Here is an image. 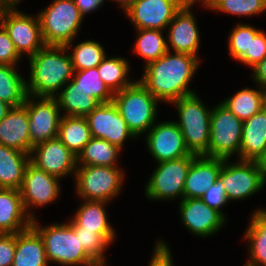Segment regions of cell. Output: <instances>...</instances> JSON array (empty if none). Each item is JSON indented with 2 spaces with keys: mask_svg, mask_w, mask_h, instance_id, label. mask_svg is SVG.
<instances>
[{
  "mask_svg": "<svg viewBox=\"0 0 266 266\" xmlns=\"http://www.w3.org/2000/svg\"><path fill=\"white\" fill-rule=\"evenodd\" d=\"M179 204L182 222L194 235H213L225 224V217L200 198H183Z\"/></svg>",
  "mask_w": 266,
  "mask_h": 266,
  "instance_id": "18",
  "label": "cell"
},
{
  "mask_svg": "<svg viewBox=\"0 0 266 266\" xmlns=\"http://www.w3.org/2000/svg\"><path fill=\"white\" fill-rule=\"evenodd\" d=\"M265 90V107H266V89H264Z\"/></svg>",
  "mask_w": 266,
  "mask_h": 266,
  "instance_id": "53",
  "label": "cell"
},
{
  "mask_svg": "<svg viewBox=\"0 0 266 266\" xmlns=\"http://www.w3.org/2000/svg\"><path fill=\"white\" fill-rule=\"evenodd\" d=\"M66 46H45L29 57L30 76L26 82L27 94L55 98L59 89L72 80L74 68Z\"/></svg>",
  "mask_w": 266,
  "mask_h": 266,
  "instance_id": "2",
  "label": "cell"
},
{
  "mask_svg": "<svg viewBox=\"0 0 266 266\" xmlns=\"http://www.w3.org/2000/svg\"><path fill=\"white\" fill-rule=\"evenodd\" d=\"M85 118L92 137L104 139L120 149L127 138H136L113 102L100 104Z\"/></svg>",
  "mask_w": 266,
  "mask_h": 266,
  "instance_id": "14",
  "label": "cell"
},
{
  "mask_svg": "<svg viewBox=\"0 0 266 266\" xmlns=\"http://www.w3.org/2000/svg\"><path fill=\"white\" fill-rule=\"evenodd\" d=\"M106 261H94L89 266H106Z\"/></svg>",
  "mask_w": 266,
  "mask_h": 266,
  "instance_id": "52",
  "label": "cell"
},
{
  "mask_svg": "<svg viewBox=\"0 0 266 266\" xmlns=\"http://www.w3.org/2000/svg\"><path fill=\"white\" fill-rule=\"evenodd\" d=\"M16 251V234L0 233V266H12Z\"/></svg>",
  "mask_w": 266,
  "mask_h": 266,
  "instance_id": "43",
  "label": "cell"
},
{
  "mask_svg": "<svg viewBox=\"0 0 266 266\" xmlns=\"http://www.w3.org/2000/svg\"><path fill=\"white\" fill-rule=\"evenodd\" d=\"M199 65L194 55L167 51L158 60L145 65L140 83L157 99L172 103L194 94L188 84Z\"/></svg>",
  "mask_w": 266,
  "mask_h": 266,
  "instance_id": "1",
  "label": "cell"
},
{
  "mask_svg": "<svg viewBox=\"0 0 266 266\" xmlns=\"http://www.w3.org/2000/svg\"><path fill=\"white\" fill-rule=\"evenodd\" d=\"M15 69V65L0 64V100L11 107L23 105L28 95L27 81Z\"/></svg>",
  "mask_w": 266,
  "mask_h": 266,
  "instance_id": "32",
  "label": "cell"
},
{
  "mask_svg": "<svg viewBox=\"0 0 266 266\" xmlns=\"http://www.w3.org/2000/svg\"><path fill=\"white\" fill-rule=\"evenodd\" d=\"M121 149L101 138L92 137L77 156V166H110L116 167ZM80 163V165H79Z\"/></svg>",
  "mask_w": 266,
  "mask_h": 266,
  "instance_id": "30",
  "label": "cell"
},
{
  "mask_svg": "<svg viewBox=\"0 0 266 266\" xmlns=\"http://www.w3.org/2000/svg\"><path fill=\"white\" fill-rule=\"evenodd\" d=\"M64 86V89L55 97L60 110H65L64 116L85 117L101 104L72 80Z\"/></svg>",
  "mask_w": 266,
  "mask_h": 266,
  "instance_id": "27",
  "label": "cell"
},
{
  "mask_svg": "<svg viewBox=\"0 0 266 266\" xmlns=\"http://www.w3.org/2000/svg\"><path fill=\"white\" fill-rule=\"evenodd\" d=\"M59 180L60 178L38 169L31 162L27 165L19 191L25 211L32 220L35 217L32 212L29 213L28 208L34 205L42 207L56 200L61 190Z\"/></svg>",
  "mask_w": 266,
  "mask_h": 266,
  "instance_id": "13",
  "label": "cell"
},
{
  "mask_svg": "<svg viewBox=\"0 0 266 266\" xmlns=\"http://www.w3.org/2000/svg\"><path fill=\"white\" fill-rule=\"evenodd\" d=\"M58 138L76 156L91 140L92 135L85 117L62 116Z\"/></svg>",
  "mask_w": 266,
  "mask_h": 266,
  "instance_id": "28",
  "label": "cell"
},
{
  "mask_svg": "<svg viewBox=\"0 0 266 266\" xmlns=\"http://www.w3.org/2000/svg\"><path fill=\"white\" fill-rule=\"evenodd\" d=\"M201 0H177V3L180 7V9H191L194 3H197ZM203 2V3H202ZM202 4H204L207 8L212 7L213 0H202Z\"/></svg>",
  "mask_w": 266,
  "mask_h": 266,
  "instance_id": "47",
  "label": "cell"
},
{
  "mask_svg": "<svg viewBox=\"0 0 266 266\" xmlns=\"http://www.w3.org/2000/svg\"><path fill=\"white\" fill-rule=\"evenodd\" d=\"M157 101L159 100L139 80L115 93L113 97V103L135 137L148 132L155 124Z\"/></svg>",
  "mask_w": 266,
  "mask_h": 266,
  "instance_id": "5",
  "label": "cell"
},
{
  "mask_svg": "<svg viewBox=\"0 0 266 266\" xmlns=\"http://www.w3.org/2000/svg\"><path fill=\"white\" fill-rule=\"evenodd\" d=\"M32 227L44 241L48 262L66 266H89L94 262L81 246L79 237L75 235L74 226L70 222L41 227L35 218L32 220Z\"/></svg>",
  "mask_w": 266,
  "mask_h": 266,
  "instance_id": "4",
  "label": "cell"
},
{
  "mask_svg": "<svg viewBox=\"0 0 266 266\" xmlns=\"http://www.w3.org/2000/svg\"><path fill=\"white\" fill-rule=\"evenodd\" d=\"M195 156L190 154L179 159L158 163L156 170L147 182L145 196L156 201L174 200L175 197L183 199L185 180Z\"/></svg>",
  "mask_w": 266,
  "mask_h": 266,
  "instance_id": "10",
  "label": "cell"
},
{
  "mask_svg": "<svg viewBox=\"0 0 266 266\" xmlns=\"http://www.w3.org/2000/svg\"><path fill=\"white\" fill-rule=\"evenodd\" d=\"M72 81L78 87L85 90L91 97L96 98L101 104L113 102L114 94L99 76L97 67L74 71Z\"/></svg>",
  "mask_w": 266,
  "mask_h": 266,
  "instance_id": "35",
  "label": "cell"
},
{
  "mask_svg": "<svg viewBox=\"0 0 266 266\" xmlns=\"http://www.w3.org/2000/svg\"><path fill=\"white\" fill-rule=\"evenodd\" d=\"M11 108L12 107L9 104L0 100V121L6 116Z\"/></svg>",
  "mask_w": 266,
  "mask_h": 266,
  "instance_id": "49",
  "label": "cell"
},
{
  "mask_svg": "<svg viewBox=\"0 0 266 266\" xmlns=\"http://www.w3.org/2000/svg\"><path fill=\"white\" fill-rule=\"evenodd\" d=\"M265 56L266 34L260 31L255 37H251L250 53H246L240 62L253 68L261 62Z\"/></svg>",
  "mask_w": 266,
  "mask_h": 266,
  "instance_id": "40",
  "label": "cell"
},
{
  "mask_svg": "<svg viewBox=\"0 0 266 266\" xmlns=\"http://www.w3.org/2000/svg\"><path fill=\"white\" fill-rule=\"evenodd\" d=\"M70 54L74 71L87 70L97 67L106 57L100 43L87 40L77 44Z\"/></svg>",
  "mask_w": 266,
  "mask_h": 266,
  "instance_id": "36",
  "label": "cell"
},
{
  "mask_svg": "<svg viewBox=\"0 0 266 266\" xmlns=\"http://www.w3.org/2000/svg\"><path fill=\"white\" fill-rule=\"evenodd\" d=\"M260 30L248 24H238L230 33L228 51L231 57L240 61L246 53H250L251 37H255Z\"/></svg>",
  "mask_w": 266,
  "mask_h": 266,
  "instance_id": "38",
  "label": "cell"
},
{
  "mask_svg": "<svg viewBox=\"0 0 266 266\" xmlns=\"http://www.w3.org/2000/svg\"><path fill=\"white\" fill-rule=\"evenodd\" d=\"M212 9L245 17L264 12L266 0H213Z\"/></svg>",
  "mask_w": 266,
  "mask_h": 266,
  "instance_id": "39",
  "label": "cell"
},
{
  "mask_svg": "<svg viewBox=\"0 0 266 266\" xmlns=\"http://www.w3.org/2000/svg\"><path fill=\"white\" fill-rule=\"evenodd\" d=\"M266 151V107L243 121L239 159L259 161Z\"/></svg>",
  "mask_w": 266,
  "mask_h": 266,
  "instance_id": "23",
  "label": "cell"
},
{
  "mask_svg": "<svg viewBox=\"0 0 266 266\" xmlns=\"http://www.w3.org/2000/svg\"><path fill=\"white\" fill-rule=\"evenodd\" d=\"M75 235L79 237L81 246L94 261H105L104 250L113 243L115 234H98L95 231L74 227Z\"/></svg>",
  "mask_w": 266,
  "mask_h": 266,
  "instance_id": "37",
  "label": "cell"
},
{
  "mask_svg": "<svg viewBox=\"0 0 266 266\" xmlns=\"http://www.w3.org/2000/svg\"><path fill=\"white\" fill-rule=\"evenodd\" d=\"M29 118L24 105L12 107L0 121V144L31 154Z\"/></svg>",
  "mask_w": 266,
  "mask_h": 266,
  "instance_id": "21",
  "label": "cell"
},
{
  "mask_svg": "<svg viewBox=\"0 0 266 266\" xmlns=\"http://www.w3.org/2000/svg\"><path fill=\"white\" fill-rule=\"evenodd\" d=\"M73 1L82 16H84L88 12L95 11L104 2V0H73Z\"/></svg>",
  "mask_w": 266,
  "mask_h": 266,
  "instance_id": "46",
  "label": "cell"
},
{
  "mask_svg": "<svg viewBox=\"0 0 266 266\" xmlns=\"http://www.w3.org/2000/svg\"><path fill=\"white\" fill-rule=\"evenodd\" d=\"M18 3V0H0V13L14 7Z\"/></svg>",
  "mask_w": 266,
  "mask_h": 266,
  "instance_id": "48",
  "label": "cell"
},
{
  "mask_svg": "<svg viewBox=\"0 0 266 266\" xmlns=\"http://www.w3.org/2000/svg\"><path fill=\"white\" fill-rule=\"evenodd\" d=\"M118 166H77L76 194L84 200H112L121 191L124 173Z\"/></svg>",
  "mask_w": 266,
  "mask_h": 266,
  "instance_id": "7",
  "label": "cell"
},
{
  "mask_svg": "<svg viewBox=\"0 0 266 266\" xmlns=\"http://www.w3.org/2000/svg\"><path fill=\"white\" fill-rule=\"evenodd\" d=\"M111 1V0H110ZM116 1L124 11H126L135 0H113Z\"/></svg>",
  "mask_w": 266,
  "mask_h": 266,
  "instance_id": "50",
  "label": "cell"
},
{
  "mask_svg": "<svg viewBox=\"0 0 266 266\" xmlns=\"http://www.w3.org/2000/svg\"><path fill=\"white\" fill-rule=\"evenodd\" d=\"M17 5L0 13V24L7 31L15 50L22 57L34 56L46 46L38 15L36 18L17 10ZM33 17V18H32Z\"/></svg>",
  "mask_w": 266,
  "mask_h": 266,
  "instance_id": "11",
  "label": "cell"
},
{
  "mask_svg": "<svg viewBox=\"0 0 266 266\" xmlns=\"http://www.w3.org/2000/svg\"><path fill=\"white\" fill-rule=\"evenodd\" d=\"M223 159L219 179L225 189L228 201L248 198L260 191L266 183V176L258 161L239 160L230 163Z\"/></svg>",
  "mask_w": 266,
  "mask_h": 266,
  "instance_id": "9",
  "label": "cell"
},
{
  "mask_svg": "<svg viewBox=\"0 0 266 266\" xmlns=\"http://www.w3.org/2000/svg\"><path fill=\"white\" fill-rule=\"evenodd\" d=\"M85 201V202H84ZM105 201L83 200L82 206L70 223L83 230L95 231L98 234H115L113 227L108 223L105 210Z\"/></svg>",
  "mask_w": 266,
  "mask_h": 266,
  "instance_id": "26",
  "label": "cell"
},
{
  "mask_svg": "<svg viewBox=\"0 0 266 266\" xmlns=\"http://www.w3.org/2000/svg\"><path fill=\"white\" fill-rule=\"evenodd\" d=\"M178 111L179 121L176 122L184 137L186 147L191 154L209 157L210 118L207 109L196 93L181 97L172 102Z\"/></svg>",
  "mask_w": 266,
  "mask_h": 266,
  "instance_id": "3",
  "label": "cell"
},
{
  "mask_svg": "<svg viewBox=\"0 0 266 266\" xmlns=\"http://www.w3.org/2000/svg\"><path fill=\"white\" fill-rule=\"evenodd\" d=\"M147 148L158 162L179 159L191 153L176 122H161L153 125L146 135Z\"/></svg>",
  "mask_w": 266,
  "mask_h": 266,
  "instance_id": "15",
  "label": "cell"
},
{
  "mask_svg": "<svg viewBox=\"0 0 266 266\" xmlns=\"http://www.w3.org/2000/svg\"><path fill=\"white\" fill-rule=\"evenodd\" d=\"M30 162L58 178L76 172L77 169V156L58 137L35 146L30 154Z\"/></svg>",
  "mask_w": 266,
  "mask_h": 266,
  "instance_id": "16",
  "label": "cell"
},
{
  "mask_svg": "<svg viewBox=\"0 0 266 266\" xmlns=\"http://www.w3.org/2000/svg\"><path fill=\"white\" fill-rule=\"evenodd\" d=\"M221 103L244 121L265 107V90L263 87H260L259 90L242 89Z\"/></svg>",
  "mask_w": 266,
  "mask_h": 266,
  "instance_id": "31",
  "label": "cell"
},
{
  "mask_svg": "<svg viewBox=\"0 0 266 266\" xmlns=\"http://www.w3.org/2000/svg\"><path fill=\"white\" fill-rule=\"evenodd\" d=\"M128 63L125 58L105 57L97 66L99 76L113 94L130 86L134 82L127 79L130 69Z\"/></svg>",
  "mask_w": 266,
  "mask_h": 266,
  "instance_id": "33",
  "label": "cell"
},
{
  "mask_svg": "<svg viewBox=\"0 0 266 266\" xmlns=\"http://www.w3.org/2000/svg\"><path fill=\"white\" fill-rule=\"evenodd\" d=\"M34 98V96L27 95L23 104L27 109L29 118L31 152L35 146L58 137L59 124L62 118L56 98L38 97L37 102Z\"/></svg>",
  "mask_w": 266,
  "mask_h": 266,
  "instance_id": "12",
  "label": "cell"
},
{
  "mask_svg": "<svg viewBox=\"0 0 266 266\" xmlns=\"http://www.w3.org/2000/svg\"><path fill=\"white\" fill-rule=\"evenodd\" d=\"M243 121L220 103L212 108L210 118L209 157L229 159L239 154Z\"/></svg>",
  "mask_w": 266,
  "mask_h": 266,
  "instance_id": "8",
  "label": "cell"
},
{
  "mask_svg": "<svg viewBox=\"0 0 266 266\" xmlns=\"http://www.w3.org/2000/svg\"><path fill=\"white\" fill-rule=\"evenodd\" d=\"M222 158L195 156L184 184L183 198H200L219 179Z\"/></svg>",
  "mask_w": 266,
  "mask_h": 266,
  "instance_id": "20",
  "label": "cell"
},
{
  "mask_svg": "<svg viewBox=\"0 0 266 266\" xmlns=\"http://www.w3.org/2000/svg\"><path fill=\"white\" fill-rule=\"evenodd\" d=\"M180 10L177 0H135L125 11L136 29H166Z\"/></svg>",
  "mask_w": 266,
  "mask_h": 266,
  "instance_id": "17",
  "label": "cell"
},
{
  "mask_svg": "<svg viewBox=\"0 0 266 266\" xmlns=\"http://www.w3.org/2000/svg\"><path fill=\"white\" fill-rule=\"evenodd\" d=\"M44 241L31 226L16 233V251L12 266H48Z\"/></svg>",
  "mask_w": 266,
  "mask_h": 266,
  "instance_id": "24",
  "label": "cell"
},
{
  "mask_svg": "<svg viewBox=\"0 0 266 266\" xmlns=\"http://www.w3.org/2000/svg\"><path fill=\"white\" fill-rule=\"evenodd\" d=\"M138 38L135 42L134 51L146 61V64L158 60L167 51V42L163 38L162 30L158 29H136Z\"/></svg>",
  "mask_w": 266,
  "mask_h": 266,
  "instance_id": "34",
  "label": "cell"
},
{
  "mask_svg": "<svg viewBox=\"0 0 266 266\" xmlns=\"http://www.w3.org/2000/svg\"><path fill=\"white\" fill-rule=\"evenodd\" d=\"M19 190L0 188V233H19L32 226Z\"/></svg>",
  "mask_w": 266,
  "mask_h": 266,
  "instance_id": "22",
  "label": "cell"
},
{
  "mask_svg": "<svg viewBox=\"0 0 266 266\" xmlns=\"http://www.w3.org/2000/svg\"><path fill=\"white\" fill-rule=\"evenodd\" d=\"M200 199L207 206L217 210L225 217L223 212L220 211V207H223L224 204L228 202V199L226 197L225 189L220 179H218L215 184L211 185V187L205 191V194L201 196Z\"/></svg>",
  "mask_w": 266,
  "mask_h": 266,
  "instance_id": "41",
  "label": "cell"
},
{
  "mask_svg": "<svg viewBox=\"0 0 266 266\" xmlns=\"http://www.w3.org/2000/svg\"><path fill=\"white\" fill-rule=\"evenodd\" d=\"M253 72V80L260 85L259 87H263L266 89V56L252 68Z\"/></svg>",
  "mask_w": 266,
  "mask_h": 266,
  "instance_id": "45",
  "label": "cell"
},
{
  "mask_svg": "<svg viewBox=\"0 0 266 266\" xmlns=\"http://www.w3.org/2000/svg\"><path fill=\"white\" fill-rule=\"evenodd\" d=\"M30 154L0 144V188L20 190Z\"/></svg>",
  "mask_w": 266,
  "mask_h": 266,
  "instance_id": "25",
  "label": "cell"
},
{
  "mask_svg": "<svg viewBox=\"0 0 266 266\" xmlns=\"http://www.w3.org/2000/svg\"><path fill=\"white\" fill-rule=\"evenodd\" d=\"M149 266H173L171 251L163 241H157Z\"/></svg>",
  "mask_w": 266,
  "mask_h": 266,
  "instance_id": "44",
  "label": "cell"
},
{
  "mask_svg": "<svg viewBox=\"0 0 266 266\" xmlns=\"http://www.w3.org/2000/svg\"><path fill=\"white\" fill-rule=\"evenodd\" d=\"M37 14L47 46L69 48L84 19L73 0H54Z\"/></svg>",
  "mask_w": 266,
  "mask_h": 266,
  "instance_id": "6",
  "label": "cell"
},
{
  "mask_svg": "<svg viewBox=\"0 0 266 266\" xmlns=\"http://www.w3.org/2000/svg\"><path fill=\"white\" fill-rule=\"evenodd\" d=\"M245 232L250 247V261L244 266H266V210L254 212Z\"/></svg>",
  "mask_w": 266,
  "mask_h": 266,
  "instance_id": "29",
  "label": "cell"
},
{
  "mask_svg": "<svg viewBox=\"0 0 266 266\" xmlns=\"http://www.w3.org/2000/svg\"><path fill=\"white\" fill-rule=\"evenodd\" d=\"M20 56L15 50L12 40L7 31L0 24V64L16 65Z\"/></svg>",
  "mask_w": 266,
  "mask_h": 266,
  "instance_id": "42",
  "label": "cell"
},
{
  "mask_svg": "<svg viewBox=\"0 0 266 266\" xmlns=\"http://www.w3.org/2000/svg\"><path fill=\"white\" fill-rule=\"evenodd\" d=\"M260 168L263 170L265 176H266V151L264 155L260 158L258 161Z\"/></svg>",
  "mask_w": 266,
  "mask_h": 266,
  "instance_id": "51",
  "label": "cell"
},
{
  "mask_svg": "<svg viewBox=\"0 0 266 266\" xmlns=\"http://www.w3.org/2000/svg\"><path fill=\"white\" fill-rule=\"evenodd\" d=\"M191 9H180L169 23L168 28V51L171 46L174 52L194 55L200 45V34L195 17ZM170 44V46H169Z\"/></svg>",
  "mask_w": 266,
  "mask_h": 266,
  "instance_id": "19",
  "label": "cell"
}]
</instances>
